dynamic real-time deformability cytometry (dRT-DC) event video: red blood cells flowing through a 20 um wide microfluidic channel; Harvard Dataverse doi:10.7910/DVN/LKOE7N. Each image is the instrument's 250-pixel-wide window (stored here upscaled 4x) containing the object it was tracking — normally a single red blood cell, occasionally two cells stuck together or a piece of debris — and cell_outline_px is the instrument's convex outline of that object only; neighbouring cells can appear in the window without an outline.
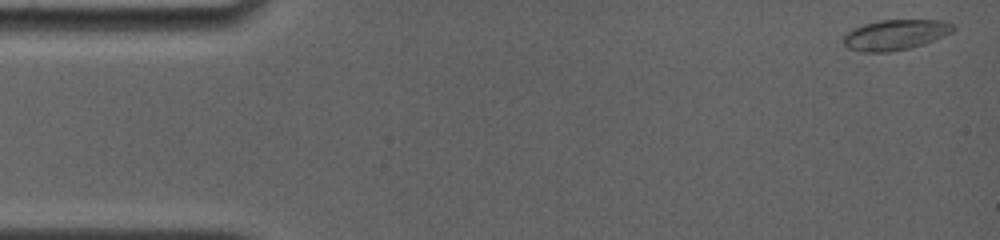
{"species": "common noctule bat (a hibernating species)", "species_latin": "Nyctalus noctula", "temperature_condition": "room temperature", "stored_images_in_passage": 30, "camera_frame_rate_fps": 4000, "um_per_image_px": 0.085, "animal": {"sex": "female", "body_mass_g": 19.0, "forearm_length_mm": 56.7}, "frame": {"image": 1, "passage_image": 1, "time_ms": 0.0, "image_size_px": [1000, 240], "cell_outline_px": [[956, 28], [952, 32], [944, 36], [924, 44], [908, 48], [888, 52], [860, 52], [848, 48], [844, 44], [844, 36], [852, 28], [864, 24], [880, 20], [944, 20], [952, 24]], "centroid_in_image_um": [76.11, 2.95], "position_along_channel_um": 8.9, "area_um2": 19.42}}
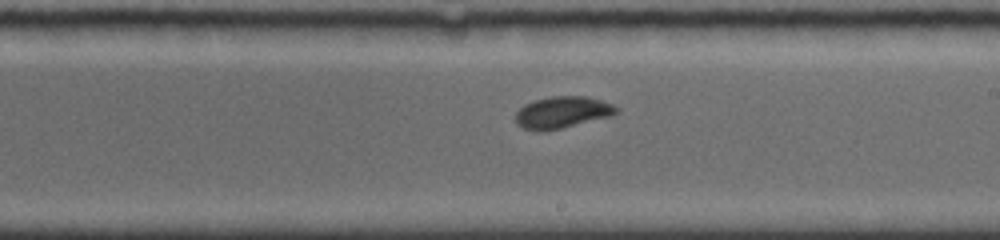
{"frame": {"image": 2, "passage_image": 18, "time_ms": 9.25, "image_size_px": [1000, 240], "cell_outline_px": [[620, 108], [612, 116], [544, 132], [536, 132], [524, 128], [516, 124], [516, 112], [524, 104], [536, 100], [552, 96], [588, 96], [612, 104]], "centroid_in_image_um": [47.79, 9.56], "position_along_channel_um": 241.2, "area_um2": 18.73}}
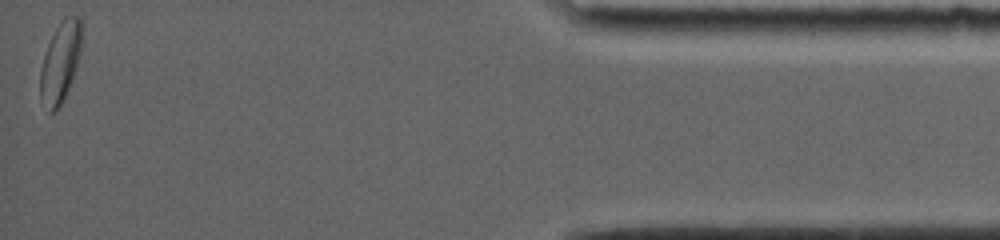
{"frame": {"image": 3, "passage_image": 30, "time_ms": 16.0, "image_size_px": [1000, 240], "cell_outline_px": [[84, 24], [80, 52], [68, 88], [56, 112], [48, 112], [40, 100], [40, 68], [48, 44], [60, 20], [64, 16], [80, 16]], "centroid_in_image_um": [5.13, 5.23], "position_along_channel_um": 430.1, "area_um2": 19.48}, "authors_computed_cell_mechanics": {"area_um2": 18.6116, "velocity_mm_per_s": 3.7865, "shape_relaxation_time_tau1_ms": 2.7502, "shape_relaxation_time_tau2_ms": 0.8394, "deformation_change_tau1": 0.1186, "deformation_change_tau2": 0.0462}}